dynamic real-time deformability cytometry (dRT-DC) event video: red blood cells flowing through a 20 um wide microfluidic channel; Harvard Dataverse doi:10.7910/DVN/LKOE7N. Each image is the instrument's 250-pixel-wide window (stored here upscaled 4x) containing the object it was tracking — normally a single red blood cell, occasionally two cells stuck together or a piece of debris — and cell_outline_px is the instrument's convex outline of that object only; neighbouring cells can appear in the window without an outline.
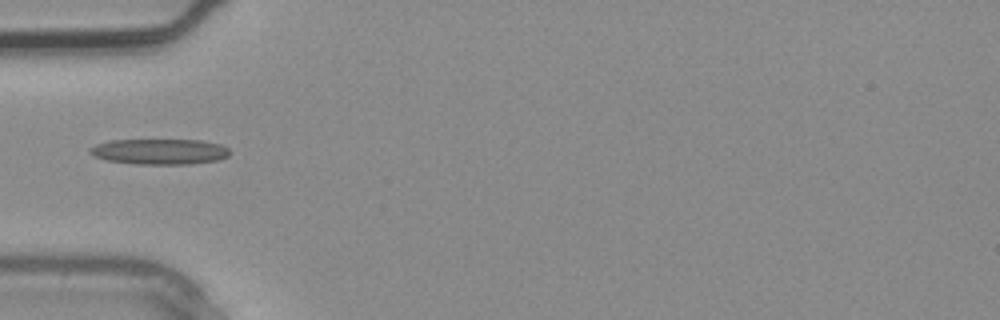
{"species": "common noctule bat (a hibernating species)", "species_latin": "Nyctalus noctula", "temperature_condition": "warm", "stored_images_in_passage": 3, "camera_frame_rate_fps": 3000, "um_per_image_px": 0.085, "animal": {"sex": "male", "body_mass_g": 20.4}, "frame": {"image": 1, "passage_image": 3, "time_ms": 0.667, "image_size_px": [1000, 320], "cell_outline_px": [[228, 156], [216, 160], [188, 164], [136, 164], [104, 160], [92, 156], [88, 152], [96, 144], [112, 140], [200, 140], [220, 144], [228, 148]], "centroid_in_image_um": [13.52, 12.89], "position_along_channel_um": 71.5, "area_um2": 20.75}}